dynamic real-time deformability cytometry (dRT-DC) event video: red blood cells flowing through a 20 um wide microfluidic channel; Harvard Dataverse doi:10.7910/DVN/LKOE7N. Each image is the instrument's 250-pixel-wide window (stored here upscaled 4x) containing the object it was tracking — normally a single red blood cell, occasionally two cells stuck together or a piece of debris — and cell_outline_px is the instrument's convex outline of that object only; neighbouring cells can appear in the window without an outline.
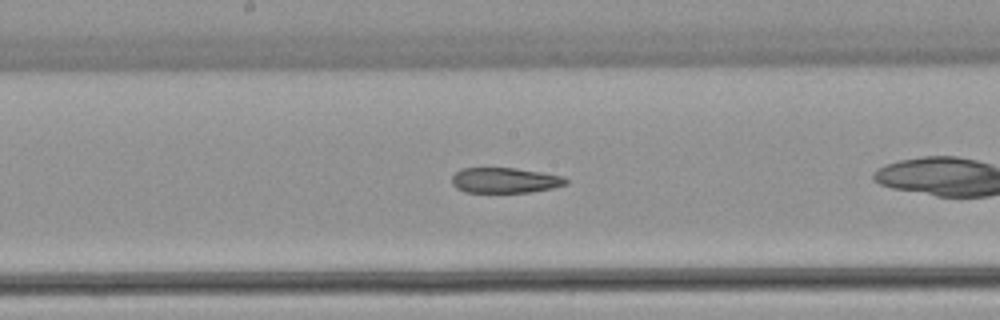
{"species": "common noctule bat (a hibernating species)", "species_latin": "Nyctalus noctula", "temperature_condition": "warm", "stored_images_in_passage": 26, "camera_frame_rate_fps": 3000, "um_per_image_px": 0.085, "animal": {"sex": "female", "body_mass_g": 22.7, "forearm_length_mm": 54.2}, "frame": {"image": 1, "passage_image": 12, "time_ms": 3.667, "image_size_px": [1000, 320], "cell_outline_px": [[568, 184], [552, 188], [528, 192], [464, 192], [456, 188], [452, 184], [452, 176], [460, 168], [516, 168], [564, 176], [568, 180]], "centroid_in_image_um": [42.91, 15.32], "position_along_channel_um": 205.3, "area_um2": 16.88}}
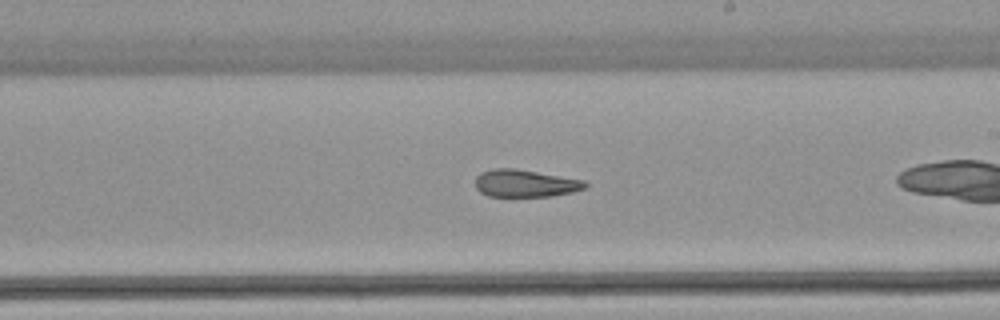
{"frame": {"image": 2, "passage_image": 15, "time_ms": 4.667, "image_size_px": [1000, 320], "cell_outline_px": [[588, 188], [572, 192], [552, 196], [488, 196], [480, 192], [476, 188], [476, 176], [480, 172], [492, 168], [516, 168], [584, 180], [588, 184]], "centroid_in_image_um": [44.65, 15.57], "position_along_channel_um": 244.4, "area_um2": 17.69}}